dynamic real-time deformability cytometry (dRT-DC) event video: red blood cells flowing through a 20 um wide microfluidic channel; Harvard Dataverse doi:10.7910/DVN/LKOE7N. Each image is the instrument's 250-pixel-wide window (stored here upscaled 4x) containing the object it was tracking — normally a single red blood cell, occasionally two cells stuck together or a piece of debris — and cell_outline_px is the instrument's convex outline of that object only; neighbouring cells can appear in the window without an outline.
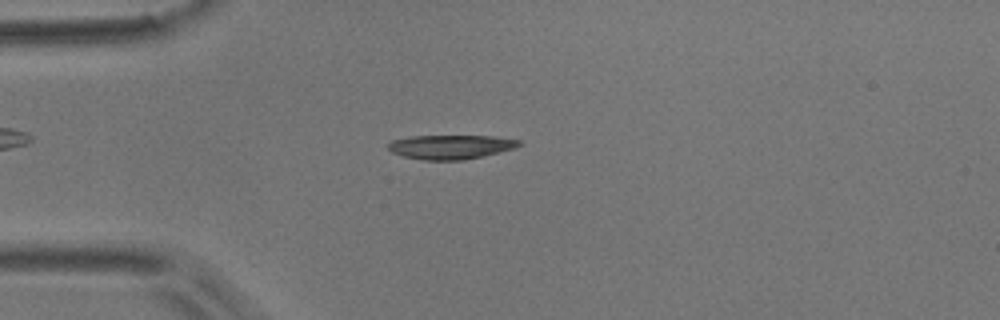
{"species": "common noctule bat (a hibernating species)", "species_latin": "Nyctalus noctula", "temperature_condition": "room temperature", "stored_images_in_passage": 42, "camera_frame_rate_fps": 3000, "um_per_image_px": 0.085, "animal": {"sex": "male", "body_mass_g": 17.9}, "frame": {"image": 1, "passage_image": 3, "time_ms": 0.667, "image_size_px": [1000, 320], "cell_outline_px": [[524, 144], [516, 148], [480, 156], [460, 160], [424, 160], [404, 156], [392, 152], [388, 148], [388, 144], [392, 140], [412, 136], [492, 136], [524, 140]], "centroid_in_image_um": [38.36, 12.47], "position_along_channel_um": 46.6, "area_um2": 18.38}}
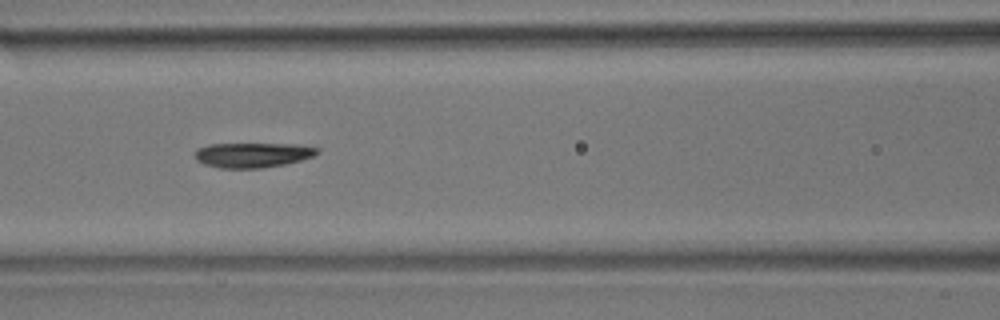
{"frame": {"image": 2, "passage_image": 12, "time_ms": 3.667, "image_size_px": [1000, 320], "cell_outline_px": [[320, 152], [312, 156], [300, 160], [284, 164], [260, 168], [220, 168], [204, 164], [196, 160], [196, 148], [208, 144], [296, 144], [320, 148]], "centroid_in_image_um": [21.47, 13.16], "position_along_channel_um": 145.1, "area_um2": 17.69}}
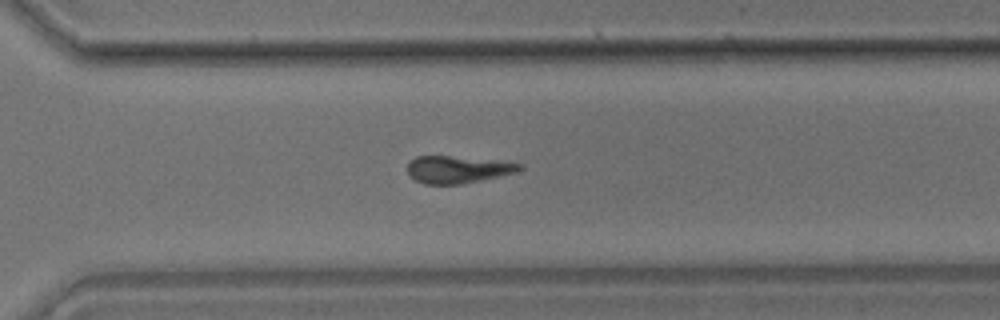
{"frame": {"image": 3, "passage_image": 27, "time_ms": 8.667, "image_size_px": [1000, 320], "cell_outline_px": [[524, 168], [516, 172], [500, 176], [464, 184], [424, 184], [416, 180], [408, 172], [408, 160], [416, 156], [448, 156], [496, 160], [524, 164]], "centroid_in_image_um": [38.93, 14.4], "position_along_channel_um": 331.7, "area_um2": 17.86}, "authors_computed_cell_mechanics": {"area_um2": 18.9873, "velocity_mm_per_s": 3.7393, "shape_relaxation_time_tau1_ms": 8.7563, "shape_relaxation_time_tau2_ms": null, "deformation_change_tau1": 0.1768, "deformation_change_tau2": null}}